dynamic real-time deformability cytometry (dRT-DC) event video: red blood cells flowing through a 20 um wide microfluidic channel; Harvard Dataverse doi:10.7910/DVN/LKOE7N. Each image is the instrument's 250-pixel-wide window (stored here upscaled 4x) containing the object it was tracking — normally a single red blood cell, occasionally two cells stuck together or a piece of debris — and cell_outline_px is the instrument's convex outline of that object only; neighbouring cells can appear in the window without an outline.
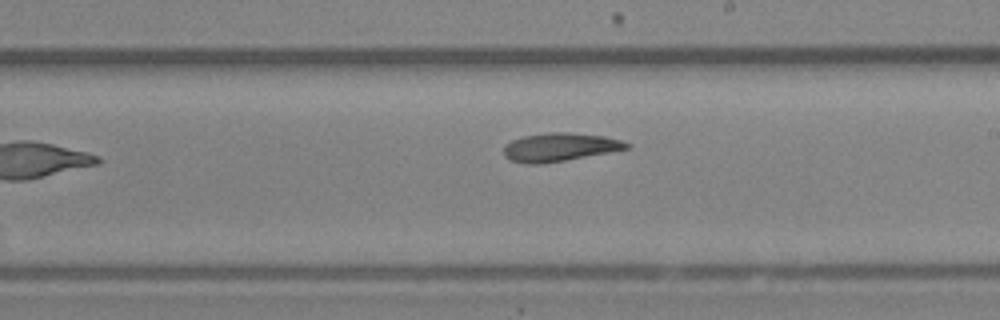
{"species": "Egyptian fruit bat (a non-hibernating species)", "species_latin": "Rousettus aegyptiacus", "temperature_condition": "room temperature", "stored_images_in_passage": 9, "camera_frame_rate_fps": 3000, "um_per_image_px": 0.085, "animal": {"sex": "female"}, "frame": {"image": 1, "passage_image": 9, "time_ms": 10.0, "image_size_px": [1000, 320], "cell_outline_px": [[632, 148], [564, 160], [540, 164], [528, 164], [508, 160], [504, 156], [504, 148], [512, 140], [524, 136], [548, 132], [568, 132], [604, 136], [620, 140], [632, 144]], "centroid_in_image_um": [47.59, 12.5], "position_along_channel_um": 241.4, "area_um2": 20.23}}